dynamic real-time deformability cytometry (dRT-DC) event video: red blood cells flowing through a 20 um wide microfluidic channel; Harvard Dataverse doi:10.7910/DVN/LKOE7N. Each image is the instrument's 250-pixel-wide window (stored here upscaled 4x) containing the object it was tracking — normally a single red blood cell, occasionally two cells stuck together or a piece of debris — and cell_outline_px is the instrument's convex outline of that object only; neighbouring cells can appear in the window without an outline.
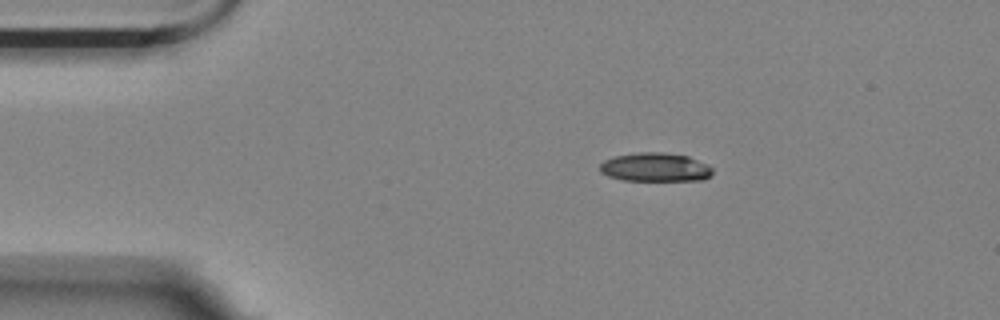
{"species": "Egyptian fruit bat (a non-hibernating species)", "species_latin": "Rousettus aegyptiacus", "temperature_condition": "room temperature", "stored_images_in_passage": 3, "camera_frame_rate_fps": 3000, "um_per_image_px": 0.085, "animal": {"sex": "female"}, "frame": {"image": 1, "passage_image": 1, "time_ms": 0.0, "image_size_px": [1000, 320], "cell_outline_px": [[712, 176], [704, 180], [624, 180], [608, 176], [600, 172], [600, 164], [604, 160], [616, 156], [640, 152], [664, 152], [688, 156], [708, 164], [712, 168]], "centroid_in_image_um": [55.72, 14.21], "position_along_channel_um": 29.3, "area_um2": 18.9}}